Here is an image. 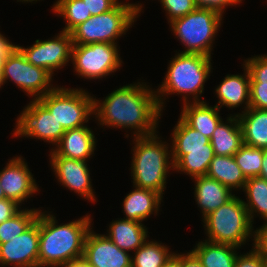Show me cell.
Segmentation results:
<instances>
[{"label":"cell","instance_id":"obj_1","mask_svg":"<svg viewBox=\"0 0 267 267\" xmlns=\"http://www.w3.org/2000/svg\"><path fill=\"white\" fill-rule=\"evenodd\" d=\"M150 87L146 82H135L113 90L103 101L95 97L94 117L98 125L135 130L133 138L159 133L162 111L156 92Z\"/></svg>","mask_w":267,"mask_h":267},{"label":"cell","instance_id":"obj_2","mask_svg":"<svg viewBox=\"0 0 267 267\" xmlns=\"http://www.w3.org/2000/svg\"><path fill=\"white\" fill-rule=\"evenodd\" d=\"M92 224L90 214L58 225L56 216L40 210L38 267H59L82 257L87 233Z\"/></svg>","mask_w":267,"mask_h":267},{"label":"cell","instance_id":"obj_3","mask_svg":"<svg viewBox=\"0 0 267 267\" xmlns=\"http://www.w3.org/2000/svg\"><path fill=\"white\" fill-rule=\"evenodd\" d=\"M211 58L202 54L176 52L169 62L162 84L155 89L157 90L155 92L158 105L162 112L166 107L164 104L168 95H183V104L191 101L192 103L201 102L200 97L204 93V84L209 79V74L212 73Z\"/></svg>","mask_w":267,"mask_h":267},{"label":"cell","instance_id":"obj_4","mask_svg":"<svg viewBox=\"0 0 267 267\" xmlns=\"http://www.w3.org/2000/svg\"><path fill=\"white\" fill-rule=\"evenodd\" d=\"M160 139L157 133L134 137L130 169L133 186L156 191L163 197L167 175L174 165L169 144Z\"/></svg>","mask_w":267,"mask_h":267},{"label":"cell","instance_id":"obj_5","mask_svg":"<svg viewBox=\"0 0 267 267\" xmlns=\"http://www.w3.org/2000/svg\"><path fill=\"white\" fill-rule=\"evenodd\" d=\"M141 3H127L120 1L108 12L94 15L80 23L70 33L73 44L86 45L91 43H112L125 35L139 18ZM133 23V24H132Z\"/></svg>","mask_w":267,"mask_h":267},{"label":"cell","instance_id":"obj_6","mask_svg":"<svg viewBox=\"0 0 267 267\" xmlns=\"http://www.w3.org/2000/svg\"><path fill=\"white\" fill-rule=\"evenodd\" d=\"M206 241L228 244L241 248L251 238L256 242V230L242 199L233 196L227 203L214 210L203 220Z\"/></svg>","mask_w":267,"mask_h":267},{"label":"cell","instance_id":"obj_7","mask_svg":"<svg viewBox=\"0 0 267 267\" xmlns=\"http://www.w3.org/2000/svg\"><path fill=\"white\" fill-rule=\"evenodd\" d=\"M223 16L216 11L196 8L187 15L169 22L173 34L185 50L181 53H196L211 57L213 41L218 33Z\"/></svg>","mask_w":267,"mask_h":267},{"label":"cell","instance_id":"obj_8","mask_svg":"<svg viewBox=\"0 0 267 267\" xmlns=\"http://www.w3.org/2000/svg\"><path fill=\"white\" fill-rule=\"evenodd\" d=\"M64 130L85 126L94 115V97L83 88L55 87L37 99Z\"/></svg>","mask_w":267,"mask_h":267},{"label":"cell","instance_id":"obj_9","mask_svg":"<svg viewBox=\"0 0 267 267\" xmlns=\"http://www.w3.org/2000/svg\"><path fill=\"white\" fill-rule=\"evenodd\" d=\"M118 44H73L71 61L76 75L85 79H100L116 72L122 66Z\"/></svg>","mask_w":267,"mask_h":267},{"label":"cell","instance_id":"obj_10","mask_svg":"<svg viewBox=\"0 0 267 267\" xmlns=\"http://www.w3.org/2000/svg\"><path fill=\"white\" fill-rule=\"evenodd\" d=\"M4 84L13 81L28 96L39 99L52 91V75L45 69L35 66L26 60L22 52L15 46L2 63Z\"/></svg>","mask_w":267,"mask_h":267},{"label":"cell","instance_id":"obj_11","mask_svg":"<svg viewBox=\"0 0 267 267\" xmlns=\"http://www.w3.org/2000/svg\"><path fill=\"white\" fill-rule=\"evenodd\" d=\"M15 126L12 133L14 137L41 139L48 144H53L52 146L56 145L65 133L61 123H58L55 117L34 99L23 108Z\"/></svg>","mask_w":267,"mask_h":267},{"label":"cell","instance_id":"obj_12","mask_svg":"<svg viewBox=\"0 0 267 267\" xmlns=\"http://www.w3.org/2000/svg\"><path fill=\"white\" fill-rule=\"evenodd\" d=\"M72 45L71 33L61 31L53 39L44 41L37 39L32 46L25 48L16 45V47L27 61L54 76V71L62 69L71 61Z\"/></svg>","mask_w":267,"mask_h":267},{"label":"cell","instance_id":"obj_13","mask_svg":"<svg viewBox=\"0 0 267 267\" xmlns=\"http://www.w3.org/2000/svg\"><path fill=\"white\" fill-rule=\"evenodd\" d=\"M52 170L56 179L63 186L88 201L95 202V192L92 187L88 160L70 159L57 155L52 149L49 154Z\"/></svg>","mask_w":267,"mask_h":267},{"label":"cell","instance_id":"obj_14","mask_svg":"<svg viewBox=\"0 0 267 267\" xmlns=\"http://www.w3.org/2000/svg\"><path fill=\"white\" fill-rule=\"evenodd\" d=\"M39 215L18 237L0 243V267H38Z\"/></svg>","mask_w":267,"mask_h":267},{"label":"cell","instance_id":"obj_15","mask_svg":"<svg viewBox=\"0 0 267 267\" xmlns=\"http://www.w3.org/2000/svg\"><path fill=\"white\" fill-rule=\"evenodd\" d=\"M9 160L0 171V186L7 199L14 200L21 206L22 202H27L28 198L39 191V186L21 155Z\"/></svg>","mask_w":267,"mask_h":267},{"label":"cell","instance_id":"obj_16","mask_svg":"<svg viewBox=\"0 0 267 267\" xmlns=\"http://www.w3.org/2000/svg\"><path fill=\"white\" fill-rule=\"evenodd\" d=\"M131 253L118 248L105 234L89 230L83 257L92 267H131Z\"/></svg>","mask_w":267,"mask_h":267},{"label":"cell","instance_id":"obj_17","mask_svg":"<svg viewBox=\"0 0 267 267\" xmlns=\"http://www.w3.org/2000/svg\"><path fill=\"white\" fill-rule=\"evenodd\" d=\"M244 75L227 74L223 81L216 87L215 94L218 102L216 106L220 109L226 106L227 108H239L244 105L245 112L250 108V74L247 67L243 64Z\"/></svg>","mask_w":267,"mask_h":267},{"label":"cell","instance_id":"obj_18","mask_svg":"<svg viewBox=\"0 0 267 267\" xmlns=\"http://www.w3.org/2000/svg\"><path fill=\"white\" fill-rule=\"evenodd\" d=\"M96 142L92 129L85 125L66 130L52 150L66 158L89 160L96 149Z\"/></svg>","mask_w":267,"mask_h":267},{"label":"cell","instance_id":"obj_19","mask_svg":"<svg viewBox=\"0 0 267 267\" xmlns=\"http://www.w3.org/2000/svg\"><path fill=\"white\" fill-rule=\"evenodd\" d=\"M192 179H195L194 197L202 212V220L235 195L228 187L207 175Z\"/></svg>","mask_w":267,"mask_h":267},{"label":"cell","instance_id":"obj_20","mask_svg":"<svg viewBox=\"0 0 267 267\" xmlns=\"http://www.w3.org/2000/svg\"><path fill=\"white\" fill-rule=\"evenodd\" d=\"M108 233L105 234L120 249L134 253L148 239V230L142 222L122 219L110 223Z\"/></svg>","mask_w":267,"mask_h":267},{"label":"cell","instance_id":"obj_21","mask_svg":"<svg viewBox=\"0 0 267 267\" xmlns=\"http://www.w3.org/2000/svg\"><path fill=\"white\" fill-rule=\"evenodd\" d=\"M133 187L134 190L123 199L122 211L126 219L143 222L151 214L158 213L163 197L156 191Z\"/></svg>","mask_w":267,"mask_h":267},{"label":"cell","instance_id":"obj_22","mask_svg":"<svg viewBox=\"0 0 267 267\" xmlns=\"http://www.w3.org/2000/svg\"><path fill=\"white\" fill-rule=\"evenodd\" d=\"M180 117L193 129L201 132L211 139L217 125L223 120L220 109L214 105L207 104L204 99L201 102H190L183 104Z\"/></svg>","mask_w":267,"mask_h":267},{"label":"cell","instance_id":"obj_23","mask_svg":"<svg viewBox=\"0 0 267 267\" xmlns=\"http://www.w3.org/2000/svg\"><path fill=\"white\" fill-rule=\"evenodd\" d=\"M230 114L214 130L210 143L215 155L233 156L243 145L242 129L237 115Z\"/></svg>","mask_w":267,"mask_h":267},{"label":"cell","instance_id":"obj_24","mask_svg":"<svg viewBox=\"0 0 267 267\" xmlns=\"http://www.w3.org/2000/svg\"><path fill=\"white\" fill-rule=\"evenodd\" d=\"M238 116L242 129L243 144L267 149V110L248 108Z\"/></svg>","mask_w":267,"mask_h":267},{"label":"cell","instance_id":"obj_25","mask_svg":"<svg viewBox=\"0 0 267 267\" xmlns=\"http://www.w3.org/2000/svg\"><path fill=\"white\" fill-rule=\"evenodd\" d=\"M250 74V107L267 110V55L244 60Z\"/></svg>","mask_w":267,"mask_h":267},{"label":"cell","instance_id":"obj_26","mask_svg":"<svg viewBox=\"0 0 267 267\" xmlns=\"http://www.w3.org/2000/svg\"><path fill=\"white\" fill-rule=\"evenodd\" d=\"M214 155L213 149L171 150L173 171L183 172L191 178L205 176Z\"/></svg>","mask_w":267,"mask_h":267},{"label":"cell","instance_id":"obj_27","mask_svg":"<svg viewBox=\"0 0 267 267\" xmlns=\"http://www.w3.org/2000/svg\"><path fill=\"white\" fill-rule=\"evenodd\" d=\"M207 176L228 187L231 191L244 189L247 179L237 165L234 156L214 155Z\"/></svg>","mask_w":267,"mask_h":267},{"label":"cell","instance_id":"obj_28","mask_svg":"<svg viewBox=\"0 0 267 267\" xmlns=\"http://www.w3.org/2000/svg\"><path fill=\"white\" fill-rule=\"evenodd\" d=\"M239 248L228 244H216L206 240L196 243L191 250L203 267H234ZM237 252V253H236Z\"/></svg>","mask_w":267,"mask_h":267},{"label":"cell","instance_id":"obj_29","mask_svg":"<svg viewBox=\"0 0 267 267\" xmlns=\"http://www.w3.org/2000/svg\"><path fill=\"white\" fill-rule=\"evenodd\" d=\"M244 193L247 196V202L244 201V205L249 213L252 224L254 223V217L260 215L259 218L267 221V180L259 176L247 179L244 189ZM256 213V214H255ZM255 215V216H254Z\"/></svg>","mask_w":267,"mask_h":267},{"label":"cell","instance_id":"obj_30","mask_svg":"<svg viewBox=\"0 0 267 267\" xmlns=\"http://www.w3.org/2000/svg\"><path fill=\"white\" fill-rule=\"evenodd\" d=\"M170 150L213 149L210 139L190 127L181 117L171 133Z\"/></svg>","mask_w":267,"mask_h":267},{"label":"cell","instance_id":"obj_31","mask_svg":"<svg viewBox=\"0 0 267 267\" xmlns=\"http://www.w3.org/2000/svg\"><path fill=\"white\" fill-rule=\"evenodd\" d=\"M162 242L150 240L140 246L131 256V267H163L174 252Z\"/></svg>","mask_w":267,"mask_h":267},{"label":"cell","instance_id":"obj_32","mask_svg":"<svg viewBox=\"0 0 267 267\" xmlns=\"http://www.w3.org/2000/svg\"><path fill=\"white\" fill-rule=\"evenodd\" d=\"M52 10L66 21L62 31L68 33L92 16L90 11H87L83 0H57Z\"/></svg>","mask_w":267,"mask_h":267},{"label":"cell","instance_id":"obj_33","mask_svg":"<svg viewBox=\"0 0 267 267\" xmlns=\"http://www.w3.org/2000/svg\"><path fill=\"white\" fill-rule=\"evenodd\" d=\"M40 210V208L21 209L10 219L0 223V243L9 242L10 239L21 235L37 220Z\"/></svg>","mask_w":267,"mask_h":267},{"label":"cell","instance_id":"obj_34","mask_svg":"<svg viewBox=\"0 0 267 267\" xmlns=\"http://www.w3.org/2000/svg\"><path fill=\"white\" fill-rule=\"evenodd\" d=\"M233 156L246 179L260 175L263 149L243 144Z\"/></svg>","mask_w":267,"mask_h":267},{"label":"cell","instance_id":"obj_35","mask_svg":"<svg viewBox=\"0 0 267 267\" xmlns=\"http://www.w3.org/2000/svg\"><path fill=\"white\" fill-rule=\"evenodd\" d=\"M163 10L166 12L168 23L174 19L183 17L195 10L196 4L194 0H159Z\"/></svg>","mask_w":267,"mask_h":267},{"label":"cell","instance_id":"obj_36","mask_svg":"<svg viewBox=\"0 0 267 267\" xmlns=\"http://www.w3.org/2000/svg\"><path fill=\"white\" fill-rule=\"evenodd\" d=\"M252 248L246 254H237L234 267H264L263 254L255 245Z\"/></svg>","mask_w":267,"mask_h":267},{"label":"cell","instance_id":"obj_37","mask_svg":"<svg viewBox=\"0 0 267 267\" xmlns=\"http://www.w3.org/2000/svg\"><path fill=\"white\" fill-rule=\"evenodd\" d=\"M197 8L216 11L223 16L226 7L242 3L243 0H194Z\"/></svg>","mask_w":267,"mask_h":267},{"label":"cell","instance_id":"obj_38","mask_svg":"<svg viewBox=\"0 0 267 267\" xmlns=\"http://www.w3.org/2000/svg\"><path fill=\"white\" fill-rule=\"evenodd\" d=\"M91 15H99L113 9L119 0H83Z\"/></svg>","mask_w":267,"mask_h":267},{"label":"cell","instance_id":"obj_39","mask_svg":"<svg viewBox=\"0 0 267 267\" xmlns=\"http://www.w3.org/2000/svg\"><path fill=\"white\" fill-rule=\"evenodd\" d=\"M21 210L20 205L11 199L0 200V223L10 219Z\"/></svg>","mask_w":267,"mask_h":267},{"label":"cell","instance_id":"obj_40","mask_svg":"<svg viewBox=\"0 0 267 267\" xmlns=\"http://www.w3.org/2000/svg\"><path fill=\"white\" fill-rule=\"evenodd\" d=\"M255 246L261 251L262 254L267 255V221L256 229Z\"/></svg>","mask_w":267,"mask_h":267},{"label":"cell","instance_id":"obj_41","mask_svg":"<svg viewBox=\"0 0 267 267\" xmlns=\"http://www.w3.org/2000/svg\"><path fill=\"white\" fill-rule=\"evenodd\" d=\"M16 45L13 44L9 39L2 35L0 32V63H3L4 59L14 49Z\"/></svg>","mask_w":267,"mask_h":267},{"label":"cell","instance_id":"obj_42","mask_svg":"<svg viewBox=\"0 0 267 267\" xmlns=\"http://www.w3.org/2000/svg\"><path fill=\"white\" fill-rule=\"evenodd\" d=\"M181 267H203L197 256L190 250L187 253H181Z\"/></svg>","mask_w":267,"mask_h":267},{"label":"cell","instance_id":"obj_43","mask_svg":"<svg viewBox=\"0 0 267 267\" xmlns=\"http://www.w3.org/2000/svg\"><path fill=\"white\" fill-rule=\"evenodd\" d=\"M59 267H92L88 261L82 256L76 259H73Z\"/></svg>","mask_w":267,"mask_h":267},{"label":"cell","instance_id":"obj_44","mask_svg":"<svg viewBox=\"0 0 267 267\" xmlns=\"http://www.w3.org/2000/svg\"><path fill=\"white\" fill-rule=\"evenodd\" d=\"M163 267H181V252L173 253Z\"/></svg>","mask_w":267,"mask_h":267},{"label":"cell","instance_id":"obj_45","mask_svg":"<svg viewBox=\"0 0 267 267\" xmlns=\"http://www.w3.org/2000/svg\"><path fill=\"white\" fill-rule=\"evenodd\" d=\"M259 177L267 180V149H263V159Z\"/></svg>","mask_w":267,"mask_h":267},{"label":"cell","instance_id":"obj_46","mask_svg":"<svg viewBox=\"0 0 267 267\" xmlns=\"http://www.w3.org/2000/svg\"><path fill=\"white\" fill-rule=\"evenodd\" d=\"M4 85V81H3V74H2V63H0V88H2L1 86Z\"/></svg>","mask_w":267,"mask_h":267},{"label":"cell","instance_id":"obj_47","mask_svg":"<svg viewBox=\"0 0 267 267\" xmlns=\"http://www.w3.org/2000/svg\"><path fill=\"white\" fill-rule=\"evenodd\" d=\"M6 197H5V193H4V190L1 188V186H0V200H2V199H5Z\"/></svg>","mask_w":267,"mask_h":267},{"label":"cell","instance_id":"obj_48","mask_svg":"<svg viewBox=\"0 0 267 267\" xmlns=\"http://www.w3.org/2000/svg\"><path fill=\"white\" fill-rule=\"evenodd\" d=\"M264 256V267H267V255L263 254Z\"/></svg>","mask_w":267,"mask_h":267},{"label":"cell","instance_id":"obj_49","mask_svg":"<svg viewBox=\"0 0 267 267\" xmlns=\"http://www.w3.org/2000/svg\"><path fill=\"white\" fill-rule=\"evenodd\" d=\"M19 1H20V2L22 1V2H24V3L35 1V3H36L37 0H17V2H19ZM39 1H40V0H39Z\"/></svg>","mask_w":267,"mask_h":267}]
</instances>
